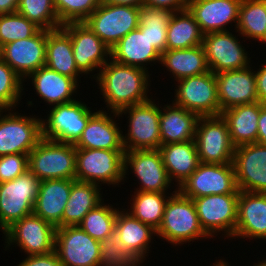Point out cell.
<instances>
[{"instance_id":"cell-1","label":"cell","mask_w":266,"mask_h":266,"mask_svg":"<svg viewBox=\"0 0 266 266\" xmlns=\"http://www.w3.org/2000/svg\"><path fill=\"white\" fill-rule=\"evenodd\" d=\"M93 79L99 84V89L105 100L108 112H119L120 110L141 104L151 100L147 93L151 82L148 71L118 63L108 58ZM149 80V81H148Z\"/></svg>"},{"instance_id":"cell-2","label":"cell","mask_w":266,"mask_h":266,"mask_svg":"<svg viewBox=\"0 0 266 266\" xmlns=\"http://www.w3.org/2000/svg\"><path fill=\"white\" fill-rule=\"evenodd\" d=\"M156 235L175 245L209 237L200 225L193 200L176 189L167 201Z\"/></svg>"},{"instance_id":"cell-3","label":"cell","mask_w":266,"mask_h":266,"mask_svg":"<svg viewBox=\"0 0 266 266\" xmlns=\"http://www.w3.org/2000/svg\"><path fill=\"white\" fill-rule=\"evenodd\" d=\"M28 169L40 181L75 180L76 147L74 144L42 138L28 154Z\"/></svg>"},{"instance_id":"cell-4","label":"cell","mask_w":266,"mask_h":266,"mask_svg":"<svg viewBox=\"0 0 266 266\" xmlns=\"http://www.w3.org/2000/svg\"><path fill=\"white\" fill-rule=\"evenodd\" d=\"M149 100L147 102L126 107L113 116L128 114V132L122 134V143L125 151L130 150H156L161 146L159 129L160 108Z\"/></svg>"},{"instance_id":"cell-5","label":"cell","mask_w":266,"mask_h":266,"mask_svg":"<svg viewBox=\"0 0 266 266\" xmlns=\"http://www.w3.org/2000/svg\"><path fill=\"white\" fill-rule=\"evenodd\" d=\"M124 153L125 150L76 148L75 180L119 185L124 181Z\"/></svg>"},{"instance_id":"cell-6","label":"cell","mask_w":266,"mask_h":266,"mask_svg":"<svg viewBox=\"0 0 266 266\" xmlns=\"http://www.w3.org/2000/svg\"><path fill=\"white\" fill-rule=\"evenodd\" d=\"M40 180L29 170L17 178L0 183V229L33 214Z\"/></svg>"},{"instance_id":"cell-7","label":"cell","mask_w":266,"mask_h":266,"mask_svg":"<svg viewBox=\"0 0 266 266\" xmlns=\"http://www.w3.org/2000/svg\"><path fill=\"white\" fill-rule=\"evenodd\" d=\"M86 104L74 100L54 105L47 119L41 118L42 137L62 143L75 144L86 128L89 119L96 113Z\"/></svg>"},{"instance_id":"cell-8","label":"cell","mask_w":266,"mask_h":266,"mask_svg":"<svg viewBox=\"0 0 266 266\" xmlns=\"http://www.w3.org/2000/svg\"><path fill=\"white\" fill-rule=\"evenodd\" d=\"M84 23L111 49L139 26V7L99 3Z\"/></svg>"},{"instance_id":"cell-9","label":"cell","mask_w":266,"mask_h":266,"mask_svg":"<svg viewBox=\"0 0 266 266\" xmlns=\"http://www.w3.org/2000/svg\"><path fill=\"white\" fill-rule=\"evenodd\" d=\"M175 92L173 104L199 117L221 115L216 76L212 71L178 80Z\"/></svg>"},{"instance_id":"cell-10","label":"cell","mask_w":266,"mask_h":266,"mask_svg":"<svg viewBox=\"0 0 266 266\" xmlns=\"http://www.w3.org/2000/svg\"><path fill=\"white\" fill-rule=\"evenodd\" d=\"M194 141L200 163L233 162L235 146L231 142L227 123L221 115L199 117Z\"/></svg>"},{"instance_id":"cell-11","label":"cell","mask_w":266,"mask_h":266,"mask_svg":"<svg viewBox=\"0 0 266 266\" xmlns=\"http://www.w3.org/2000/svg\"><path fill=\"white\" fill-rule=\"evenodd\" d=\"M12 111L0 110V156L29 154L43 138L40 118Z\"/></svg>"},{"instance_id":"cell-12","label":"cell","mask_w":266,"mask_h":266,"mask_svg":"<svg viewBox=\"0 0 266 266\" xmlns=\"http://www.w3.org/2000/svg\"><path fill=\"white\" fill-rule=\"evenodd\" d=\"M176 189L190 199L207 195L239 193L233 163H200L197 169Z\"/></svg>"},{"instance_id":"cell-13","label":"cell","mask_w":266,"mask_h":266,"mask_svg":"<svg viewBox=\"0 0 266 266\" xmlns=\"http://www.w3.org/2000/svg\"><path fill=\"white\" fill-rule=\"evenodd\" d=\"M239 193L207 195L192 199L199 222L204 232L213 238L224 231L226 237H233L238 210Z\"/></svg>"},{"instance_id":"cell-14","label":"cell","mask_w":266,"mask_h":266,"mask_svg":"<svg viewBox=\"0 0 266 266\" xmlns=\"http://www.w3.org/2000/svg\"><path fill=\"white\" fill-rule=\"evenodd\" d=\"M55 231L53 224L31 214L16 221L3 232L5 246L9 248L16 243L28 256L49 254L54 251Z\"/></svg>"},{"instance_id":"cell-15","label":"cell","mask_w":266,"mask_h":266,"mask_svg":"<svg viewBox=\"0 0 266 266\" xmlns=\"http://www.w3.org/2000/svg\"><path fill=\"white\" fill-rule=\"evenodd\" d=\"M100 242L79 226L56 228L55 246L63 266H99Z\"/></svg>"},{"instance_id":"cell-16","label":"cell","mask_w":266,"mask_h":266,"mask_svg":"<svg viewBox=\"0 0 266 266\" xmlns=\"http://www.w3.org/2000/svg\"><path fill=\"white\" fill-rule=\"evenodd\" d=\"M61 27L70 35L78 70L85 75L95 69L100 71L108 62L110 48L84 22H70Z\"/></svg>"},{"instance_id":"cell-17","label":"cell","mask_w":266,"mask_h":266,"mask_svg":"<svg viewBox=\"0 0 266 266\" xmlns=\"http://www.w3.org/2000/svg\"><path fill=\"white\" fill-rule=\"evenodd\" d=\"M202 46L205 51L209 70L214 74L223 71L244 69L250 66L251 59L248 58V53L244 49L245 47L229 31L205 34Z\"/></svg>"},{"instance_id":"cell-18","label":"cell","mask_w":266,"mask_h":266,"mask_svg":"<svg viewBox=\"0 0 266 266\" xmlns=\"http://www.w3.org/2000/svg\"><path fill=\"white\" fill-rule=\"evenodd\" d=\"M129 166L141 184L136 191L166 192L172 184L158 149L125 151L124 178Z\"/></svg>"},{"instance_id":"cell-19","label":"cell","mask_w":266,"mask_h":266,"mask_svg":"<svg viewBox=\"0 0 266 266\" xmlns=\"http://www.w3.org/2000/svg\"><path fill=\"white\" fill-rule=\"evenodd\" d=\"M236 185L240 191L266 193V146L252 143L235 147Z\"/></svg>"},{"instance_id":"cell-20","label":"cell","mask_w":266,"mask_h":266,"mask_svg":"<svg viewBox=\"0 0 266 266\" xmlns=\"http://www.w3.org/2000/svg\"><path fill=\"white\" fill-rule=\"evenodd\" d=\"M47 30L2 46L1 58L23 79L45 66Z\"/></svg>"},{"instance_id":"cell-21","label":"cell","mask_w":266,"mask_h":266,"mask_svg":"<svg viewBox=\"0 0 266 266\" xmlns=\"http://www.w3.org/2000/svg\"><path fill=\"white\" fill-rule=\"evenodd\" d=\"M251 67L215 74L220 112L258 102L255 73Z\"/></svg>"},{"instance_id":"cell-22","label":"cell","mask_w":266,"mask_h":266,"mask_svg":"<svg viewBox=\"0 0 266 266\" xmlns=\"http://www.w3.org/2000/svg\"><path fill=\"white\" fill-rule=\"evenodd\" d=\"M242 0H189L188 10L193 14L202 33L229 31L226 25L239 20Z\"/></svg>"},{"instance_id":"cell-23","label":"cell","mask_w":266,"mask_h":266,"mask_svg":"<svg viewBox=\"0 0 266 266\" xmlns=\"http://www.w3.org/2000/svg\"><path fill=\"white\" fill-rule=\"evenodd\" d=\"M233 237L266 239V193L239 192Z\"/></svg>"},{"instance_id":"cell-24","label":"cell","mask_w":266,"mask_h":266,"mask_svg":"<svg viewBox=\"0 0 266 266\" xmlns=\"http://www.w3.org/2000/svg\"><path fill=\"white\" fill-rule=\"evenodd\" d=\"M108 114L106 110H97L74 146L81 149L124 150L123 131Z\"/></svg>"},{"instance_id":"cell-25","label":"cell","mask_w":266,"mask_h":266,"mask_svg":"<svg viewBox=\"0 0 266 266\" xmlns=\"http://www.w3.org/2000/svg\"><path fill=\"white\" fill-rule=\"evenodd\" d=\"M110 59L148 71L147 63H160L161 53L150 43L146 34L137 28L110 49Z\"/></svg>"},{"instance_id":"cell-26","label":"cell","mask_w":266,"mask_h":266,"mask_svg":"<svg viewBox=\"0 0 266 266\" xmlns=\"http://www.w3.org/2000/svg\"><path fill=\"white\" fill-rule=\"evenodd\" d=\"M71 186L72 180L70 179L42 180L33 207V214L56 227L62 221Z\"/></svg>"},{"instance_id":"cell-27","label":"cell","mask_w":266,"mask_h":266,"mask_svg":"<svg viewBox=\"0 0 266 266\" xmlns=\"http://www.w3.org/2000/svg\"><path fill=\"white\" fill-rule=\"evenodd\" d=\"M30 78H32V86L37 95L44 102L52 104L51 106L76 100L72 95L76 93L79 83L71 77L61 75L47 66H43L31 73L28 76V79Z\"/></svg>"},{"instance_id":"cell-28","label":"cell","mask_w":266,"mask_h":266,"mask_svg":"<svg viewBox=\"0 0 266 266\" xmlns=\"http://www.w3.org/2000/svg\"><path fill=\"white\" fill-rule=\"evenodd\" d=\"M198 119L196 113L183 107L165 105L159 117L161 145L194 140Z\"/></svg>"},{"instance_id":"cell-29","label":"cell","mask_w":266,"mask_h":266,"mask_svg":"<svg viewBox=\"0 0 266 266\" xmlns=\"http://www.w3.org/2000/svg\"><path fill=\"white\" fill-rule=\"evenodd\" d=\"M262 103L238 105L221 112L235 147L257 143L258 118Z\"/></svg>"},{"instance_id":"cell-30","label":"cell","mask_w":266,"mask_h":266,"mask_svg":"<svg viewBox=\"0 0 266 266\" xmlns=\"http://www.w3.org/2000/svg\"><path fill=\"white\" fill-rule=\"evenodd\" d=\"M158 150L170 181L175 180L178 188L200 164L194 140L161 145Z\"/></svg>"},{"instance_id":"cell-31","label":"cell","mask_w":266,"mask_h":266,"mask_svg":"<svg viewBox=\"0 0 266 266\" xmlns=\"http://www.w3.org/2000/svg\"><path fill=\"white\" fill-rule=\"evenodd\" d=\"M100 185L88 182L72 180L71 192L62 221L56 228L66 226H78L85 215L94 209L102 200Z\"/></svg>"},{"instance_id":"cell-32","label":"cell","mask_w":266,"mask_h":266,"mask_svg":"<svg viewBox=\"0 0 266 266\" xmlns=\"http://www.w3.org/2000/svg\"><path fill=\"white\" fill-rule=\"evenodd\" d=\"M45 66L77 82L82 74L75 63L70 35L62 27L47 30Z\"/></svg>"},{"instance_id":"cell-33","label":"cell","mask_w":266,"mask_h":266,"mask_svg":"<svg viewBox=\"0 0 266 266\" xmlns=\"http://www.w3.org/2000/svg\"><path fill=\"white\" fill-rule=\"evenodd\" d=\"M117 213L115 228L120 233V239L125 245V249L133 253L141 262L144 261L146 253H149L151 238L156 236V230L150 225L142 223L133 217L128 211Z\"/></svg>"},{"instance_id":"cell-34","label":"cell","mask_w":266,"mask_h":266,"mask_svg":"<svg viewBox=\"0 0 266 266\" xmlns=\"http://www.w3.org/2000/svg\"><path fill=\"white\" fill-rule=\"evenodd\" d=\"M160 63L172 73L176 82L210 71L202 45L189 49L165 50L161 54Z\"/></svg>"},{"instance_id":"cell-35","label":"cell","mask_w":266,"mask_h":266,"mask_svg":"<svg viewBox=\"0 0 266 266\" xmlns=\"http://www.w3.org/2000/svg\"><path fill=\"white\" fill-rule=\"evenodd\" d=\"M203 37L200 26L188 8L175 11L167 27L166 50L189 49L202 45Z\"/></svg>"},{"instance_id":"cell-36","label":"cell","mask_w":266,"mask_h":266,"mask_svg":"<svg viewBox=\"0 0 266 266\" xmlns=\"http://www.w3.org/2000/svg\"><path fill=\"white\" fill-rule=\"evenodd\" d=\"M166 192L135 191L129 213L154 230L160 227L168 199Z\"/></svg>"},{"instance_id":"cell-37","label":"cell","mask_w":266,"mask_h":266,"mask_svg":"<svg viewBox=\"0 0 266 266\" xmlns=\"http://www.w3.org/2000/svg\"><path fill=\"white\" fill-rule=\"evenodd\" d=\"M173 12L143 4L139 7L138 28L162 54L166 50L167 27Z\"/></svg>"},{"instance_id":"cell-38","label":"cell","mask_w":266,"mask_h":266,"mask_svg":"<svg viewBox=\"0 0 266 266\" xmlns=\"http://www.w3.org/2000/svg\"><path fill=\"white\" fill-rule=\"evenodd\" d=\"M236 30L243 38L261 42L266 35V0H242Z\"/></svg>"},{"instance_id":"cell-39","label":"cell","mask_w":266,"mask_h":266,"mask_svg":"<svg viewBox=\"0 0 266 266\" xmlns=\"http://www.w3.org/2000/svg\"><path fill=\"white\" fill-rule=\"evenodd\" d=\"M118 210L119 209L112 207V205H104V203L101 202L85 215L78 226L92 238L100 242L111 234L112 230L115 228Z\"/></svg>"},{"instance_id":"cell-40","label":"cell","mask_w":266,"mask_h":266,"mask_svg":"<svg viewBox=\"0 0 266 266\" xmlns=\"http://www.w3.org/2000/svg\"><path fill=\"white\" fill-rule=\"evenodd\" d=\"M99 266H140L141 262L133 253L125 249L116 228L100 241Z\"/></svg>"},{"instance_id":"cell-41","label":"cell","mask_w":266,"mask_h":266,"mask_svg":"<svg viewBox=\"0 0 266 266\" xmlns=\"http://www.w3.org/2000/svg\"><path fill=\"white\" fill-rule=\"evenodd\" d=\"M16 12L34 22L41 29L55 30L62 26L53 0H19Z\"/></svg>"},{"instance_id":"cell-42","label":"cell","mask_w":266,"mask_h":266,"mask_svg":"<svg viewBox=\"0 0 266 266\" xmlns=\"http://www.w3.org/2000/svg\"><path fill=\"white\" fill-rule=\"evenodd\" d=\"M41 28L15 12L0 15V45L34 36Z\"/></svg>"},{"instance_id":"cell-43","label":"cell","mask_w":266,"mask_h":266,"mask_svg":"<svg viewBox=\"0 0 266 266\" xmlns=\"http://www.w3.org/2000/svg\"><path fill=\"white\" fill-rule=\"evenodd\" d=\"M22 78L0 58V110H11L22 99Z\"/></svg>"},{"instance_id":"cell-44","label":"cell","mask_w":266,"mask_h":266,"mask_svg":"<svg viewBox=\"0 0 266 266\" xmlns=\"http://www.w3.org/2000/svg\"><path fill=\"white\" fill-rule=\"evenodd\" d=\"M59 22H84L97 8L101 0H53Z\"/></svg>"},{"instance_id":"cell-45","label":"cell","mask_w":266,"mask_h":266,"mask_svg":"<svg viewBox=\"0 0 266 266\" xmlns=\"http://www.w3.org/2000/svg\"><path fill=\"white\" fill-rule=\"evenodd\" d=\"M28 169V154H9L0 156V183L10 181Z\"/></svg>"},{"instance_id":"cell-46","label":"cell","mask_w":266,"mask_h":266,"mask_svg":"<svg viewBox=\"0 0 266 266\" xmlns=\"http://www.w3.org/2000/svg\"><path fill=\"white\" fill-rule=\"evenodd\" d=\"M17 266H63L55 251L44 255L27 256Z\"/></svg>"},{"instance_id":"cell-47","label":"cell","mask_w":266,"mask_h":266,"mask_svg":"<svg viewBox=\"0 0 266 266\" xmlns=\"http://www.w3.org/2000/svg\"><path fill=\"white\" fill-rule=\"evenodd\" d=\"M189 0H144V4L156 8H166L175 12L186 9Z\"/></svg>"},{"instance_id":"cell-48","label":"cell","mask_w":266,"mask_h":266,"mask_svg":"<svg viewBox=\"0 0 266 266\" xmlns=\"http://www.w3.org/2000/svg\"><path fill=\"white\" fill-rule=\"evenodd\" d=\"M262 65V68H259L257 72L254 71V73L258 102L266 104V63Z\"/></svg>"},{"instance_id":"cell-49","label":"cell","mask_w":266,"mask_h":266,"mask_svg":"<svg viewBox=\"0 0 266 266\" xmlns=\"http://www.w3.org/2000/svg\"><path fill=\"white\" fill-rule=\"evenodd\" d=\"M257 143L266 146V104H262L258 118Z\"/></svg>"},{"instance_id":"cell-50","label":"cell","mask_w":266,"mask_h":266,"mask_svg":"<svg viewBox=\"0 0 266 266\" xmlns=\"http://www.w3.org/2000/svg\"><path fill=\"white\" fill-rule=\"evenodd\" d=\"M19 0H0V15L17 11Z\"/></svg>"},{"instance_id":"cell-51","label":"cell","mask_w":266,"mask_h":266,"mask_svg":"<svg viewBox=\"0 0 266 266\" xmlns=\"http://www.w3.org/2000/svg\"><path fill=\"white\" fill-rule=\"evenodd\" d=\"M103 3L114 4V5H126L140 7L144 4V0H101Z\"/></svg>"},{"instance_id":"cell-52","label":"cell","mask_w":266,"mask_h":266,"mask_svg":"<svg viewBox=\"0 0 266 266\" xmlns=\"http://www.w3.org/2000/svg\"><path fill=\"white\" fill-rule=\"evenodd\" d=\"M212 266H229L228 265V262H224V260H218L217 262H214V265H212Z\"/></svg>"},{"instance_id":"cell-53","label":"cell","mask_w":266,"mask_h":266,"mask_svg":"<svg viewBox=\"0 0 266 266\" xmlns=\"http://www.w3.org/2000/svg\"><path fill=\"white\" fill-rule=\"evenodd\" d=\"M266 260V259H265ZM259 262L258 264H254L253 266H266V261Z\"/></svg>"},{"instance_id":"cell-54","label":"cell","mask_w":266,"mask_h":266,"mask_svg":"<svg viewBox=\"0 0 266 266\" xmlns=\"http://www.w3.org/2000/svg\"><path fill=\"white\" fill-rule=\"evenodd\" d=\"M262 44L266 43V35L265 38L261 41Z\"/></svg>"},{"instance_id":"cell-55","label":"cell","mask_w":266,"mask_h":266,"mask_svg":"<svg viewBox=\"0 0 266 266\" xmlns=\"http://www.w3.org/2000/svg\"><path fill=\"white\" fill-rule=\"evenodd\" d=\"M1 50H2V47H1V45H0V58H1Z\"/></svg>"}]
</instances>
